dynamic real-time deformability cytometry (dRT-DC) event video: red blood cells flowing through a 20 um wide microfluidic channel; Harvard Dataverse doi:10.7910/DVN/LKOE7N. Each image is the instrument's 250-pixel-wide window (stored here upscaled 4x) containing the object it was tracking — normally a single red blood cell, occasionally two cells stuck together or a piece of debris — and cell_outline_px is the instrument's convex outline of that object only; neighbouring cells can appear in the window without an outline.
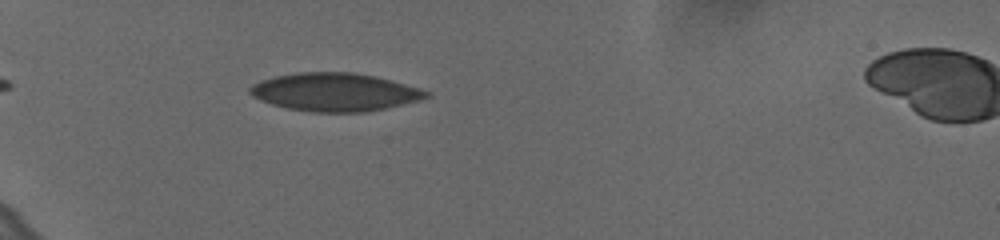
{"species": "human", "species_latin": "Homo sapiens", "temperature_condition": "cold", "stored_images_in_passage": 11, "camera_frame_rate_fps": 3000, "um_per_image_px": 0.085, "donor": {"sex": "female"}, "frame": {"image": 1, "passage_image": 2, "time_ms": 0.333, "image_size_px": [1000, 240], "cell_outline_px": [[428, 96], [416, 100], [384, 108], [360, 112], [312, 112], [288, 108], [272, 104], [260, 100], [252, 96], [248, 92], [248, 88], [252, 84], [260, 80], [276, 76], [296, 72], [356, 72], [376, 76], [392, 80], [420, 88], [428, 92]], "centroid_in_image_um": [28.39, 7.81], "position_along_channel_um": 56.6, "area_um2": 38.96}}
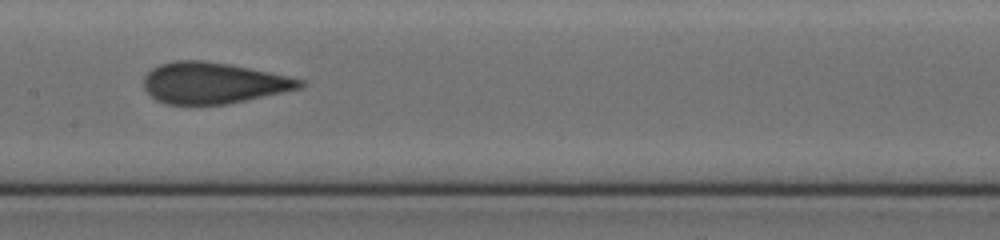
{"frame": {"image": 2, "passage_image": 8, "time_ms": 2.333, "image_size_px": [1000, 240], "cell_outline_px": [[308, 84], [304, 88], [228, 104], [168, 104], [156, 100], [144, 88], [144, 76], [152, 68], [160, 64], [176, 60], [204, 60], [228, 64], [288, 76], [304, 80]], "centroid_in_image_um": [18.16, 7.05], "position_along_channel_um": 189.2, "area_um2": 37.51}}
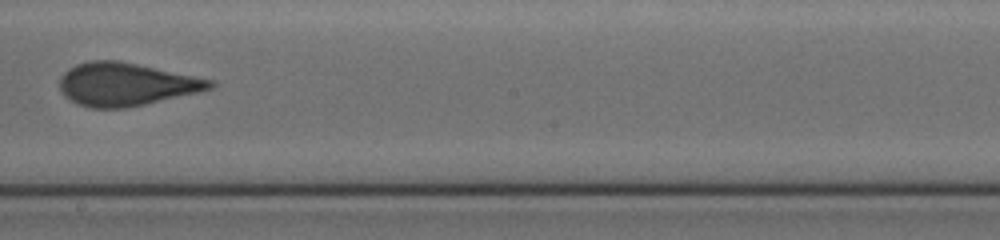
{"frame": {"image": 3, "passage_image": 10, "time_ms": 3.0, "image_size_px": [1000, 240], "cell_outline_px": [[216, 84], [212, 88], [196, 92], [144, 104], [124, 108], [92, 108], [76, 104], [64, 96], [60, 92], [60, 76], [68, 68], [76, 64], [88, 60], [120, 60], [216, 80]], "centroid_in_image_um": [10.68, 7.15], "position_along_channel_um": 237.5, "area_um2": 37.86}}